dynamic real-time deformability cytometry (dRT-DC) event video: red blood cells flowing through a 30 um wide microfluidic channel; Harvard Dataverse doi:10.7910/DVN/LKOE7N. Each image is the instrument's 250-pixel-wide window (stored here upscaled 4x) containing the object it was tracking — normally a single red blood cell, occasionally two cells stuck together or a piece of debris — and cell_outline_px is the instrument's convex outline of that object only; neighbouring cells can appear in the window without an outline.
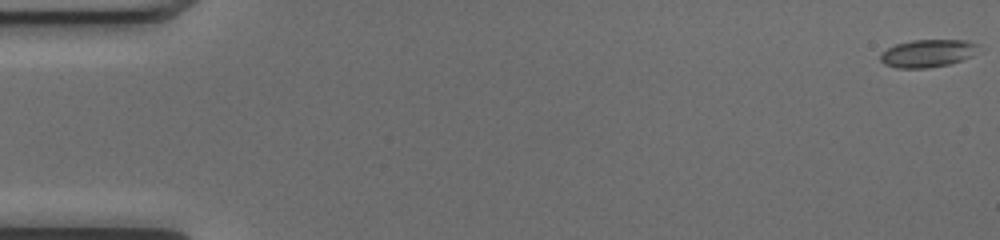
{"species": "common noctule bat (a hibernating species)", "species_latin": "Nyctalus noctula", "temperature_condition": "cold", "stored_images_in_passage": 52, "camera_frame_rate_fps": 3000, "um_per_image_px": 0.085, "animal": {"sex": "female", "body_mass_g": 17.0, "forearm_length_mm": 48.0}, "frame": {"image": 1, "passage_image": 1, "time_ms": 0.0, "image_size_px": [1000, 240], "cell_outline_px": [[980, 44], [972, 56], [948, 64], [928, 68], [896, 68], [884, 64], [880, 60], [880, 56], [888, 48], [896, 44], [912, 40], [968, 40]], "centroid_in_image_um": [78.85, 4.53], "position_along_channel_um": 6.1, "area_um2": 15.72}}
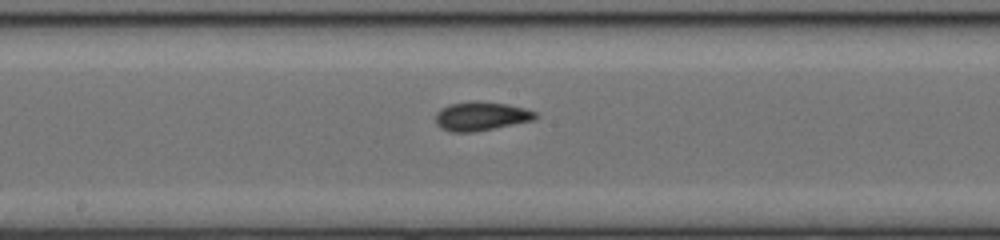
{"frame": {"image": 2, "passage_image": 28, "time_ms": 9.0, "image_size_px": [1000, 240], "cell_outline_px": [[540, 116], [532, 120], [476, 132], [452, 132], [440, 128], [436, 124], [436, 112], [440, 108], [448, 104], [468, 100], [476, 100], [508, 104], [524, 108], [536, 112]], "centroid_in_image_um": [40.85, 9.86], "position_along_channel_um": 207.3, "area_um2": 17.11}}
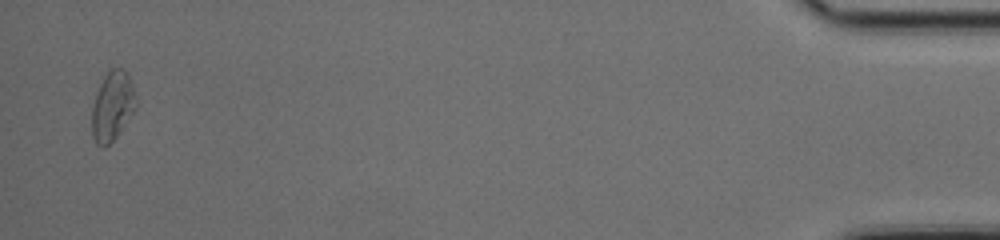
{"frame": {"image": 3, "passage_image": 51, "time_ms": 16.667, "image_size_px": [1000, 240], "cell_outline_px": [[136, 108], [116, 136], [104, 148], [96, 144], [92, 136], [92, 104], [96, 92], [104, 76], [112, 68], [124, 68], [128, 72], [136, 96]], "centroid_in_image_um": [9.55, 9.0], "position_along_channel_um": 425.7, "area_um2": 17.8}, "authors_computed_cell_mechanics": {"area_um2": 15.895, "velocity_mm_per_s": 4.0486, "shape_relaxation_time_tau1_ms": 6.752, "shape_relaxation_time_tau2_ms": 2.3813, "deformation_change_tau1": 0.1721, "deformation_change_tau2": 0.0522}}